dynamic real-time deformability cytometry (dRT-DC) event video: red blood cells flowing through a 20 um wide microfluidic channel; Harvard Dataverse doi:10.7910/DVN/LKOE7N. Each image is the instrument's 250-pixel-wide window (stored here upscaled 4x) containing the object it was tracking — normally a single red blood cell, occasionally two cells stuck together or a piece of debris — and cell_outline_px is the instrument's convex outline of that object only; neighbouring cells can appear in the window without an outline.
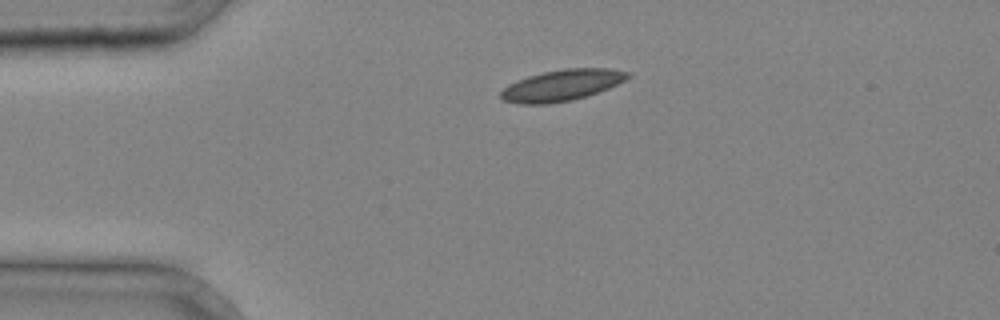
{"species": "common noctule bat (a hibernating species)", "species_latin": "Nyctalus noctula", "temperature_condition": "cold", "stored_images_in_passage": 1, "camera_frame_rate_fps": 3000, "um_per_image_px": 0.085, "animal": {"sex": "male", "body_mass_g": 20.4}, "frame": {"image": 1, "passage_image": 1, "time_ms": 0.0, "image_size_px": [1000, 320], "cell_outline_px": [[632, 76], [608, 88], [572, 100], [548, 104], [516, 104], [504, 100], [500, 96], [500, 92], [508, 84], [516, 80], [528, 76], [544, 72], [564, 68], [608, 68], [632, 72]], "centroid_in_image_um": [47.74, 7.24], "position_along_channel_um": 37.3, "area_um2": 23.06}}